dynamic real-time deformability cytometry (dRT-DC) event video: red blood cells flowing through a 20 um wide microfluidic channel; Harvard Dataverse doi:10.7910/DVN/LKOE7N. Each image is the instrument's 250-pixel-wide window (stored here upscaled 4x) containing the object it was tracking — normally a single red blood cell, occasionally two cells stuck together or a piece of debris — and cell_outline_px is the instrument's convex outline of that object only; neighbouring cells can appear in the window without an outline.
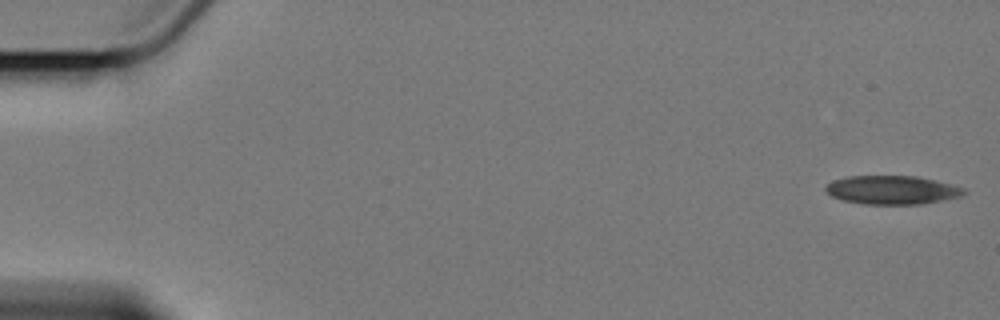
{"species": "Egyptian fruit bat (a non-hibernating species)", "species_latin": "Rousettus aegyptiacus", "temperature_condition": "cold", "stored_images_in_passage": 2, "camera_frame_rate_fps": 3000, "um_per_image_px": 0.085, "animal": {"sex": "female"}, "frame": {"image": 1, "passage_image": 1, "time_ms": 0.0, "image_size_px": [1000, 320], "cell_outline_px": [[964, 192], [960, 196], [944, 200], [924, 204], [864, 204], [844, 200], [832, 196], [824, 188], [832, 180], [848, 176], [916, 176], [936, 180], [952, 184], [964, 188]], "centroid_in_image_um": [75.83, 16.14], "position_along_channel_um": 9.2, "area_um2": 23.0}}